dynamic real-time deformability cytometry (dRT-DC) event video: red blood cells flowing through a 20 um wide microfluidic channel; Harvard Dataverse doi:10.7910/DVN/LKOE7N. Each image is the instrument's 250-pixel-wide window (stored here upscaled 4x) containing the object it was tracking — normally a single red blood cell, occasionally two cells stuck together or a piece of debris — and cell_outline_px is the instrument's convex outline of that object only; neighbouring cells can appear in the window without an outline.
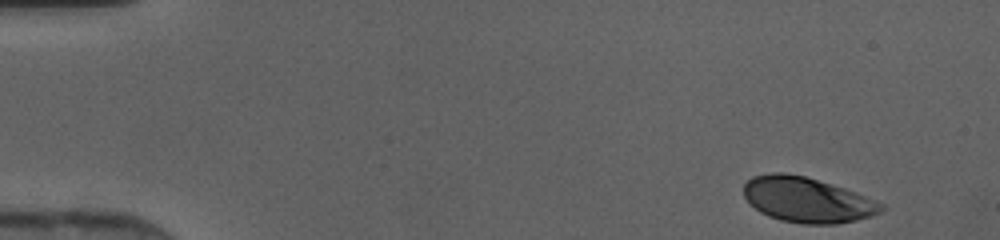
{"species": "human", "species_latin": "Homo sapiens", "temperature_condition": "cold", "stored_images_in_passage": 43, "camera_frame_rate_fps": 3000, "um_per_image_px": 0.085, "donor": {"sex": "female"}, "frame": {"image": 1, "passage_image": 1, "time_ms": 0.0, "image_size_px": [1000, 240], "cell_outline_px": [[884, 208], [880, 212], [872, 216], [856, 220], [836, 224], [800, 224], [780, 220], [768, 216], [760, 212], [748, 204], [744, 196], [744, 184], [752, 176], [772, 172], [784, 172], [804, 176], [844, 188], [884, 204]], "centroid_in_image_um": [68.56, 16.99], "position_along_channel_um": 16.4, "area_um2": 36.3}}
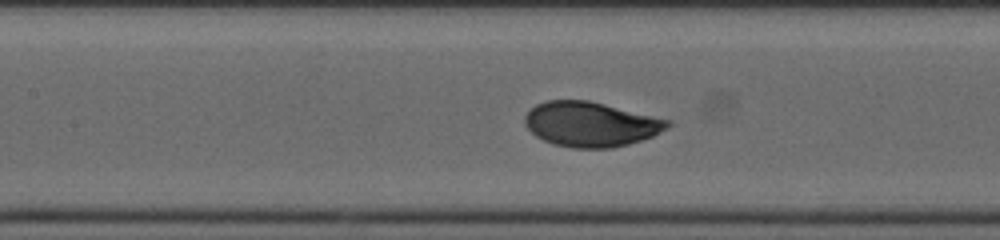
{"frame": {"image": 2, "passage_image": 19, "time_ms": 6.0, "image_size_px": [1000, 240], "cell_outline_px": [[672, 124], [668, 128], [652, 136], [628, 144], [612, 148], [572, 148], [552, 144], [536, 136], [524, 124], [524, 116], [536, 104], [548, 100], [588, 100], [672, 120]], "centroid_in_image_um": [50.22, 10.56], "position_along_channel_um": 157.2, "area_um2": 37.34}}
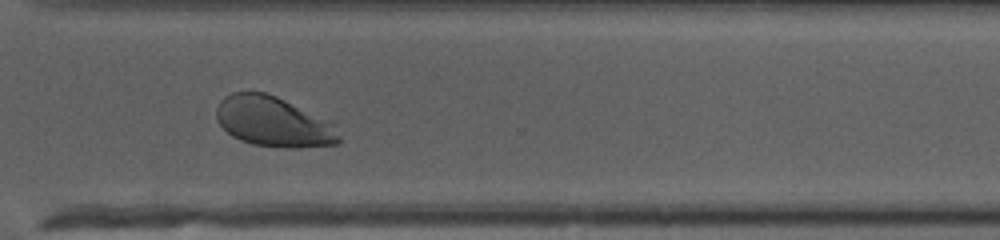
{"frame": {"image": 3, "passage_image": 32, "time_ms": 10.333, "image_size_px": [1000, 240], "cell_outline_px": [[340, 144], [300, 148], [284, 148], [252, 144], [240, 140], [232, 136], [220, 124], [216, 116], [216, 108], [220, 100], [224, 96], [232, 92], [264, 92], [276, 96], [336, 120], [340, 136]], "centroid_in_image_um": [23.35, 10.35], "position_along_channel_um": 347.2, "area_um2": 36.88}}